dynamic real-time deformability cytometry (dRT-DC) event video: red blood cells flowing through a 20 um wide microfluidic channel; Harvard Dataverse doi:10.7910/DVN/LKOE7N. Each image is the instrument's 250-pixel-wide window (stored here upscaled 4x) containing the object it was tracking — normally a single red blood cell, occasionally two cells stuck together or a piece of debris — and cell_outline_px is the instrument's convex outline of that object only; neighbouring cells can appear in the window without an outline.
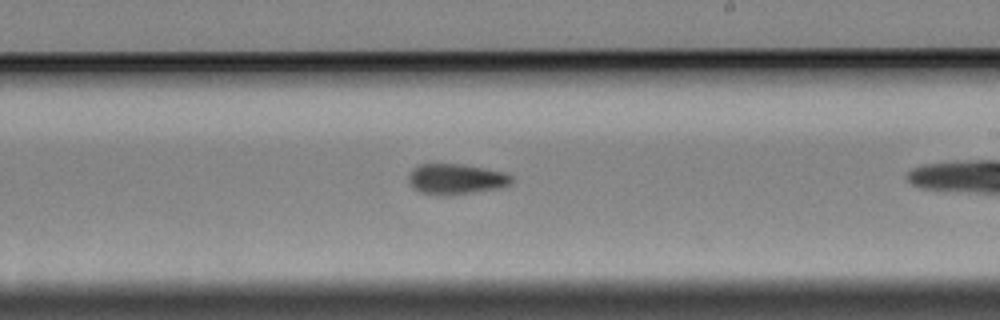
{"species": "Egyptian fruit bat (a non-hibernating species)", "species_latin": "Rousettus aegyptiacus", "temperature_condition": "cold", "stored_images_in_passage": 16, "segment_of_instrument_passage": [2, 2], "camera_frame_rate_fps": 3000, "um_per_image_px": 0.085, "animal": {"sex": "female"}, "frame": {"image": 1, "passage_image": 14, "time_ms": 4.333, "image_size_px": [1000, 320], "cell_outline_px": [[512, 184], [504, 188], [452, 196], [440, 196], [420, 192], [412, 188], [408, 180], [408, 176], [412, 168], [420, 164], [460, 164], [508, 172], [512, 176]], "centroid_in_image_um": [38.8, 15.24], "position_along_channel_um": 250.2, "area_um2": 18.96}}